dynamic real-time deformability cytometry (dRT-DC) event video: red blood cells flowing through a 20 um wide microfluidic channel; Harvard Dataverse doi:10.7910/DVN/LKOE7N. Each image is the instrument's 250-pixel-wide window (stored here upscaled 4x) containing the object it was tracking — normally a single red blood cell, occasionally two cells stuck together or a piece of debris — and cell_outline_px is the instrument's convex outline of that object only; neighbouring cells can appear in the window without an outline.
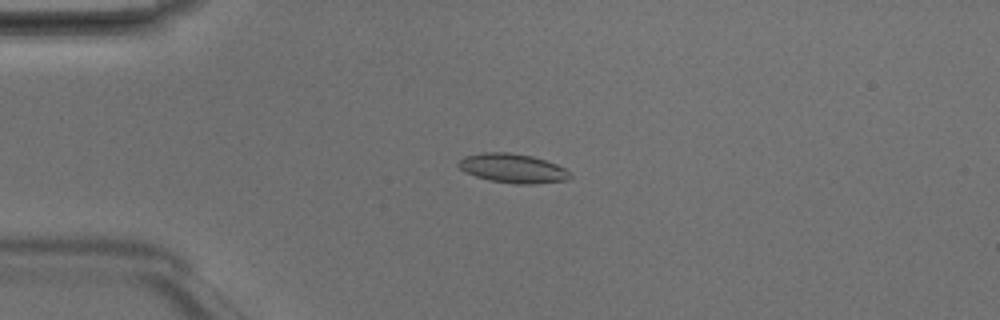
{"species": "Egyptian fruit bat (a non-hibernating species)", "species_latin": "Rousettus aegyptiacus", "temperature_condition": "room temperature", "stored_images_in_passage": 5, "camera_frame_rate_fps": 3000, "um_per_image_px": 0.085, "animal": {"sex": "male"}, "frame": {"image": 1, "passage_image": 3, "time_ms": 0.667, "image_size_px": [1000, 320], "cell_outline_px": [[572, 176], [568, 180], [536, 184], [516, 184], [488, 180], [464, 172], [456, 164], [464, 156], [484, 152], [508, 152], [532, 156], [556, 164], [564, 168]], "centroid_in_image_um": [43.57, 14.31], "position_along_channel_um": 41.4, "area_um2": 19.02}}